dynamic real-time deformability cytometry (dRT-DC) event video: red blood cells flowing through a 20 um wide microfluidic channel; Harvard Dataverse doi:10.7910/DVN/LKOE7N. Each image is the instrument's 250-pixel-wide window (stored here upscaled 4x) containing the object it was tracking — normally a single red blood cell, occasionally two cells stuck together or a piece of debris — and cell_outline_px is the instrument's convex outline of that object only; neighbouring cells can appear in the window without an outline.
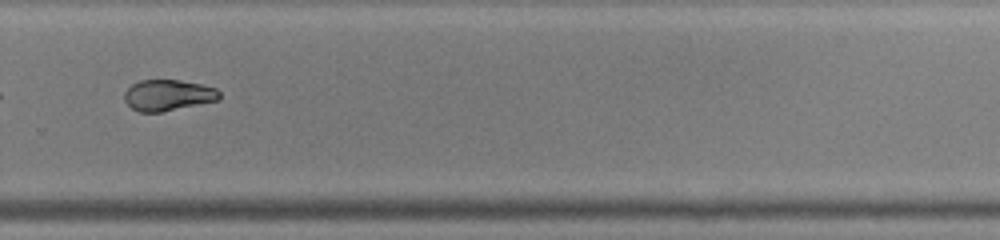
{"species": "common noctule bat (a hibernating species)", "species_latin": "Nyctalus noctula", "temperature_condition": "warm", "stored_images_in_passage": 31, "camera_frame_rate_fps": 3000, "um_per_image_px": 0.085, "animal": {"sex": "male", "body_mass_g": 19.0, "forearm_length_mm": 50.8}, "frame": {"image": 1, "passage_image": 18, "time_ms": 5.667, "image_size_px": [1000, 240], "cell_outline_px": [[220, 100], [160, 112], [140, 112], [132, 108], [124, 100], [124, 92], [132, 84], [140, 80], [180, 80], [204, 84], [216, 88], [220, 92]], "centroid_in_image_um": [14.3, 8.08], "position_along_channel_um": 315.5, "area_um2": 17.28}, "authors_computed_cell_mechanics": {"area_um2": 17.7446, "velocity_mm_per_s": 4.3447, "shape_relaxation_time_tau1_ms": null, "shape_relaxation_time_tau2_ms": 2.1836, "deformation_change_tau1": null, "deformation_change_tau2": 0.0849}}